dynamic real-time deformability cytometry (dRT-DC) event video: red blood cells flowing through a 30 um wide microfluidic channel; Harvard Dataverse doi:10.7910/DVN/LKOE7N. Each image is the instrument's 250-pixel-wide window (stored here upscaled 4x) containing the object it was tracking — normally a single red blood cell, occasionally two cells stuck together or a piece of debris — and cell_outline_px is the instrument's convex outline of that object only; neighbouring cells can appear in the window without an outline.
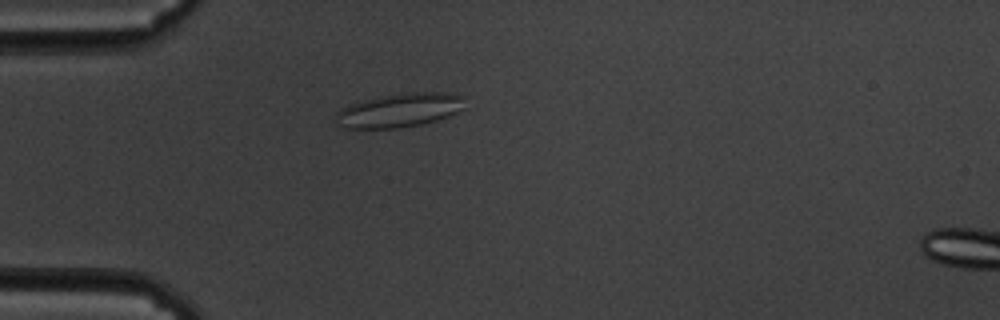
{"species": "common noctule bat (a hibernating species)", "species_latin": "Nyctalus noctula", "temperature_condition": "cold", "stored_images_in_passage": 53, "camera_frame_rate_fps": 3000, "um_per_image_px": 0.085, "animal": {"sex": "male", "body_mass_g": 19.5, "forearm_length_mm": 54.6}, "frame": {"image": 1, "passage_image": 10, "time_ms": 3.0, "image_size_px": [1000, 320], "cell_outline_px": [[468, 108], [448, 116], [436, 120], [420, 124], [396, 128], [344, 128], [332, 124], [336, 112], [352, 104], [364, 100], [380, 96], [408, 92], [456, 92], [464, 96]], "centroid_in_image_um": [34.01, 9.36], "position_along_channel_um": 51.0, "area_um2": 26.01}}
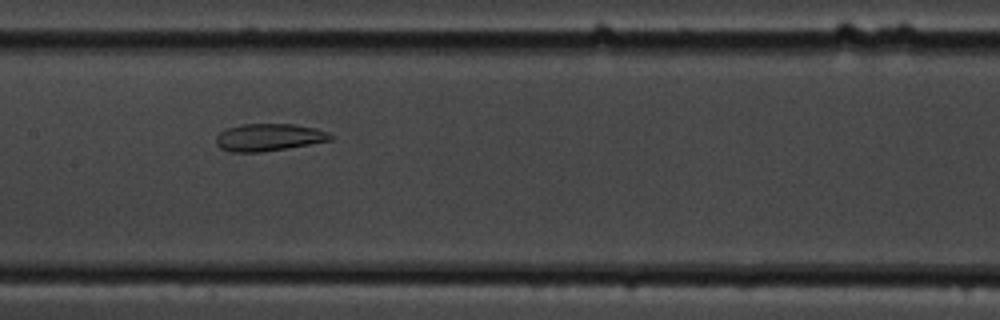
{"frame": {"image": 2, "passage_image": 23, "time_ms": 7.333, "image_size_px": [1000, 320], "cell_outline_px": [[332, 140], [288, 148], [260, 152], [232, 152], [220, 148], [216, 144], [216, 136], [220, 132], [228, 128], [240, 124], [296, 124], [316, 128], [328, 132], [332, 136]], "centroid_in_image_um": [22.85, 11.67], "position_along_channel_um": 184.6, "area_um2": 18.26}}
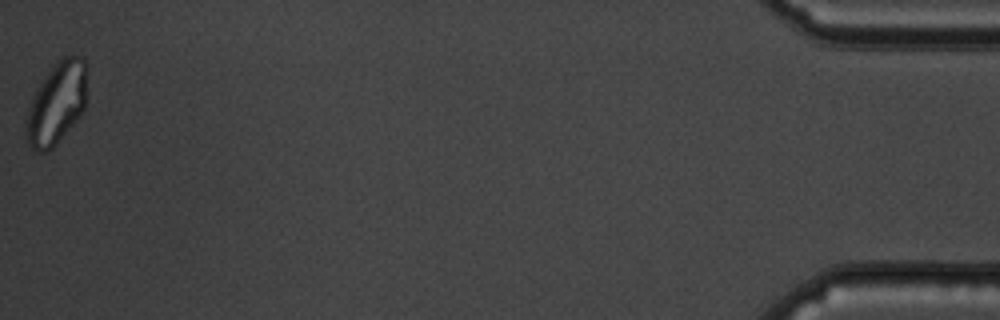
{"frame": {"image": 3, "passage_image": 53, "time_ms": 17.333, "image_size_px": [1000, 320], "cell_outline_px": [[88, 68], [84, 108], [72, 124], [56, 144], [52, 148], [44, 152], [36, 152], [28, 144], [24, 136], [24, 124], [28, 108], [32, 96], [36, 88], [44, 76], [56, 60], [64, 56], [84, 56], [88, 64]], "centroid_in_image_um": [4.79, 8.73], "position_along_channel_um": 430.4, "area_um2": 29.59}, "authors_computed_cell_mechanics": {"area_um2": 24.2182, "velocity_mm_per_s": 3.3757, "shape_relaxation_time_tau1_ms": null, "shape_relaxation_time_tau2_ms": 2.2188, "deformation_change_tau1": null, "deformation_change_tau2": 0.0671}}